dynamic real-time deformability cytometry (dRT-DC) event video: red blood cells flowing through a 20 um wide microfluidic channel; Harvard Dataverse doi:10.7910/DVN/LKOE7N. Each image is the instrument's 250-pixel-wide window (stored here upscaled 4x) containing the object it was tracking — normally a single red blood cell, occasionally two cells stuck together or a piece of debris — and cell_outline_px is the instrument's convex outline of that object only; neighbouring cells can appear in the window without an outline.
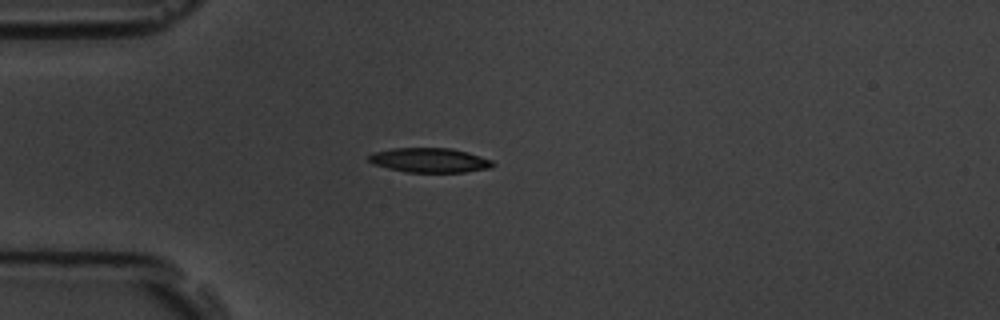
{"species": "common noctule bat (a hibernating species)", "species_latin": "Nyctalus noctula", "temperature_condition": "room temperature", "stored_images_in_passage": 1, "camera_frame_rate_fps": 3000, "um_per_image_px": 0.085, "animal": {"sex": "male", "body_mass_g": 19.5, "forearm_length_mm": 54.6}, "frame": {"image": 1, "passage_image": 1, "time_ms": 0.0, "image_size_px": [1000, 320], "cell_outline_px": [[496, 164], [492, 168], [464, 172], [404, 172], [372, 164], [368, 160], [368, 156], [372, 152], [392, 148], [452, 148], [468, 152], [492, 160]], "centroid_in_image_um": [36.52, 13.62], "position_along_channel_um": 48.5, "area_um2": 17.92}}